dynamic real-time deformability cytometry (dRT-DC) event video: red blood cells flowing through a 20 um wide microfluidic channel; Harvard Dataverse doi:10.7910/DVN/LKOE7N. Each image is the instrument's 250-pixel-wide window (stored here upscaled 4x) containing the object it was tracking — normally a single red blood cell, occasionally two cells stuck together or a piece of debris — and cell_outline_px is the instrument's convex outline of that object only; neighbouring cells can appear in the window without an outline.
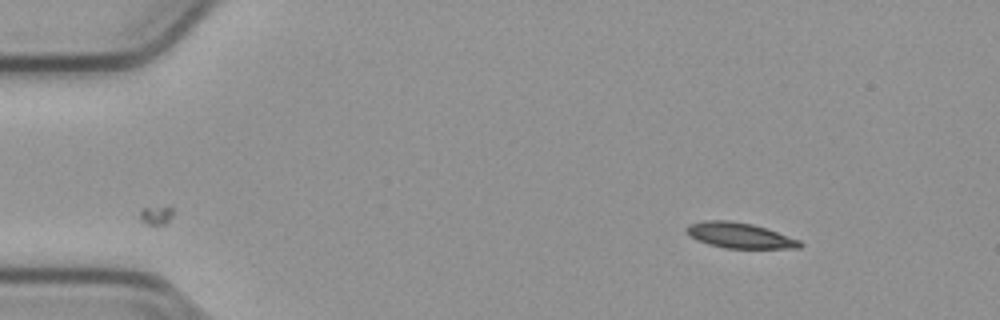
{"species": "common noctule bat (a hibernating species)", "species_latin": "Nyctalus noctula", "temperature_condition": "cold", "stored_images_in_passage": 49, "segment_of_instrument_passage": [1, 2], "camera_frame_rate_fps": 3000, "um_per_image_px": 0.085, "animal": {"sex": "male", "body_mass_g": 23.1, "forearm_length_mm": 52.7}, "frame": {"image": 1, "passage_image": 1, "time_ms": 0.0, "image_size_px": [1000, 320], "cell_outline_px": [[804, 244], [800, 248], [724, 248], [708, 244], [688, 236], [684, 228], [688, 224], [704, 220], [732, 220], [752, 224], [800, 240]], "centroid_in_image_um": [62.81, 20.0], "position_along_channel_um": 22.2, "area_um2": 16.88}}
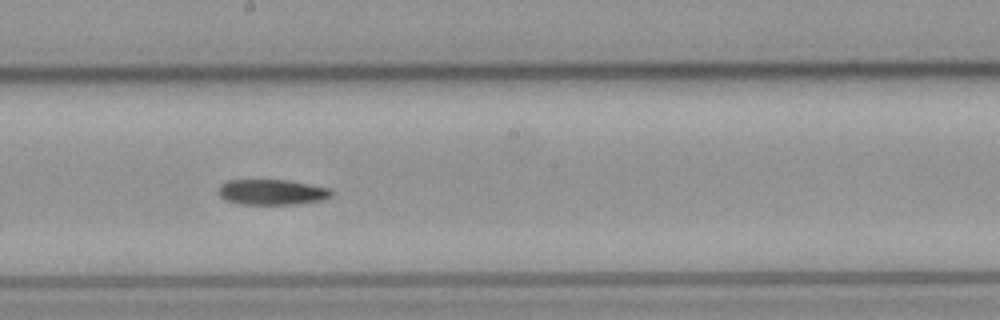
{"frame": {"image": 2, "passage_image": 24, "time_ms": 7.667, "image_size_px": [1000, 320], "cell_outline_px": [[332, 196], [324, 200], [296, 204], [240, 204], [224, 200], [216, 192], [220, 184], [228, 180], [288, 180], [332, 188]], "centroid_in_image_um": [23.11, 16.33], "position_along_channel_um": 225.1, "area_um2": 17.05}}
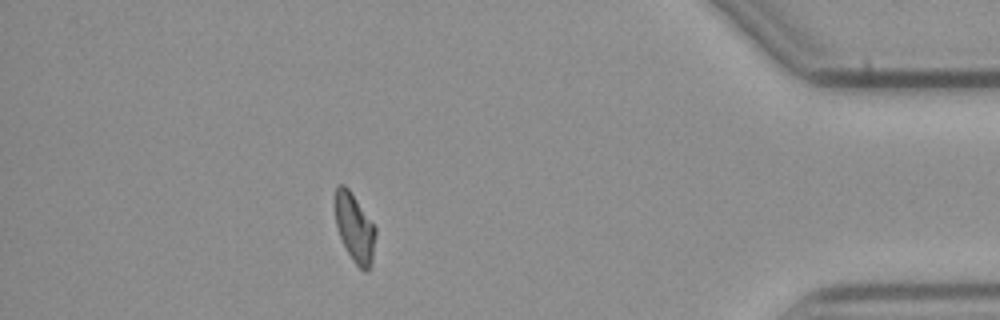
{"frame": {"image": 3, "passage_image": 42, "time_ms": 13.667, "image_size_px": [1000, 320], "cell_outline_px": [[376, 232], [372, 264], [364, 272], [352, 260], [340, 236], [336, 224], [336, 188], [340, 184], [344, 184], [348, 188], [376, 228]], "centroid_in_image_um": [30.17, 19.4], "position_along_channel_um": 405.0, "area_um2": 15.72}}